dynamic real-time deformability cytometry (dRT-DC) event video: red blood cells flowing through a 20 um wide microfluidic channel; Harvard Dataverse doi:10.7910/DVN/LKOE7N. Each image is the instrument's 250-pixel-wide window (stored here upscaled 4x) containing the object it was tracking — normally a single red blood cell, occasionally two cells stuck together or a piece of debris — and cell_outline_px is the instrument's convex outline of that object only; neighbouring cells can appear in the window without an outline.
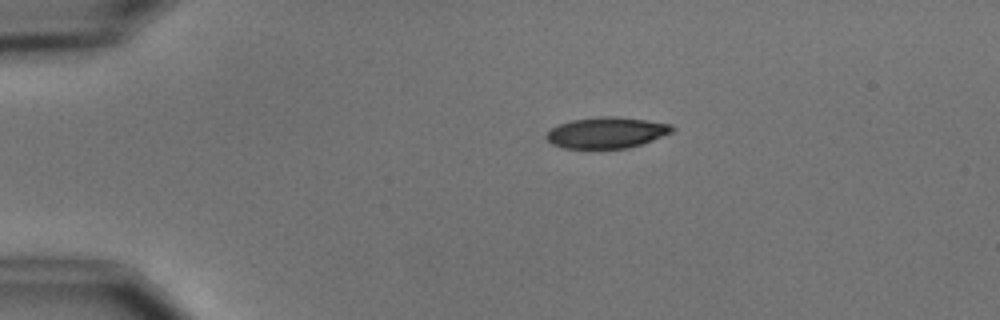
{"species": "common noctule bat (a hibernating species)", "species_latin": "Nyctalus noctula", "temperature_condition": "cold", "stored_images_in_passage": 2, "camera_frame_rate_fps": 3000, "um_per_image_px": 0.085, "animal": {"sex": "male", "body_mass_g": 15.6}, "frame": {"image": 1, "passage_image": 1, "time_ms": 0.0, "image_size_px": [1000, 320], "cell_outline_px": [[676, 128], [672, 132], [652, 140], [628, 148], [564, 148], [552, 144], [544, 136], [548, 128], [556, 124], [572, 120], [600, 116], [616, 116], [672, 124]], "centroid_in_image_um": [51.51, 11.26], "position_along_channel_um": 33.5, "area_um2": 22.89}}